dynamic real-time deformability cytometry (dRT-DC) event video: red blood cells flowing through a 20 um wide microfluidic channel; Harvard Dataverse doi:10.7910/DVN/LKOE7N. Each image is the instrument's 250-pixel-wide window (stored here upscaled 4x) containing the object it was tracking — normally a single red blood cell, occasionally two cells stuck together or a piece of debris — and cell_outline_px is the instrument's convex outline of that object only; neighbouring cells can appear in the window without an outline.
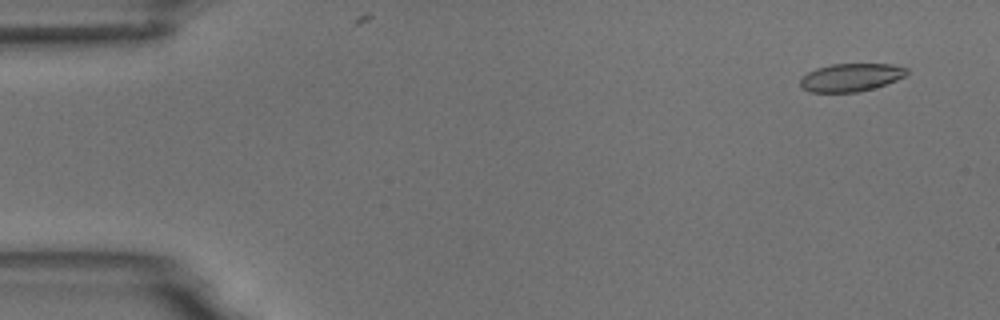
{"species": "common noctule bat (a hibernating species)", "species_latin": "Nyctalus noctula", "temperature_condition": "room temperature", "stored_images_in_passage": 9, "camera_frame_rate_fps": 3000, "um_per_image_px": 0.085, "animal": {"sex": "male", "body_mass_g": 18.8}, "frame": {"image": 1, "passage_image": 2, "time_ms": 1.0, "image_size_px": [1000, 320], "cell_outline_px": [[908, 72], [904, 76], [896, 80], [872, 88], [856, 92], [808, 92], [800, 88], [800, 76], [816, 68], [832, 64], [892, 64], [908, 68]], "centroid_in_image_um": [72.27, 6.58], "position_along_channel_um": 12.7, "area_um2": 17.4}}